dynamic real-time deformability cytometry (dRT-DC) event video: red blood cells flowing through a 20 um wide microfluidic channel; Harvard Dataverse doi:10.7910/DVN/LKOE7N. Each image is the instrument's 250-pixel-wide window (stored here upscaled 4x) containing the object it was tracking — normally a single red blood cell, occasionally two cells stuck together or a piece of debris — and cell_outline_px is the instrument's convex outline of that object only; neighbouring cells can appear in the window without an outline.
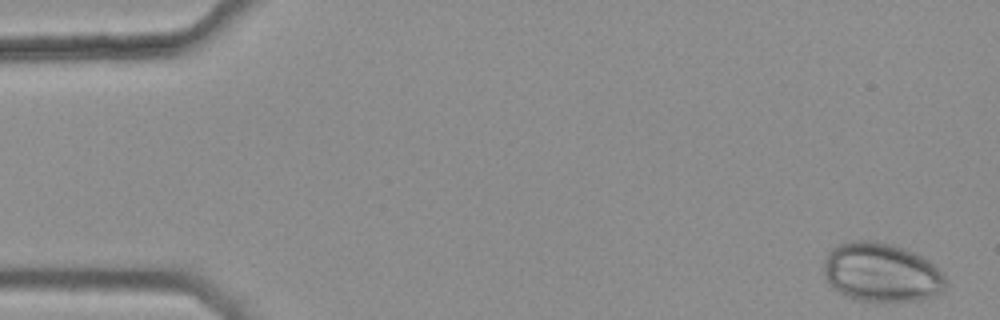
{"species": "common noctule bat (a hibernating species)", "species_latin": "Nyctalus noctula", "temperature_condition": "warm", "stored_images_in_passage": 4, "camera_frame_rate_fps": 3000, "um_per_image_px": 0.085, "animal": {"sex": "female", "body_mass_g": 25.1}, "frame": {"image": 1, "passage_image": 1, "time_ms": 0.0, "image_size_px": [1000, 320], "cell_outline_px": [[944, 292], [936, 296], [920, 300], [860, 300], [848, 296], [840, 292], [828, 284], [824, 276], [824, 264], [828, 252], [832, 248], [840, 244], [852, 240], [876, 240], [892, 244], [904, 248], [936, 264], [944, 276]], "centroid_in_image_um": [74.93, 23.14], "position_along_channel_um": 10.1, "area_um2": 41.79}}